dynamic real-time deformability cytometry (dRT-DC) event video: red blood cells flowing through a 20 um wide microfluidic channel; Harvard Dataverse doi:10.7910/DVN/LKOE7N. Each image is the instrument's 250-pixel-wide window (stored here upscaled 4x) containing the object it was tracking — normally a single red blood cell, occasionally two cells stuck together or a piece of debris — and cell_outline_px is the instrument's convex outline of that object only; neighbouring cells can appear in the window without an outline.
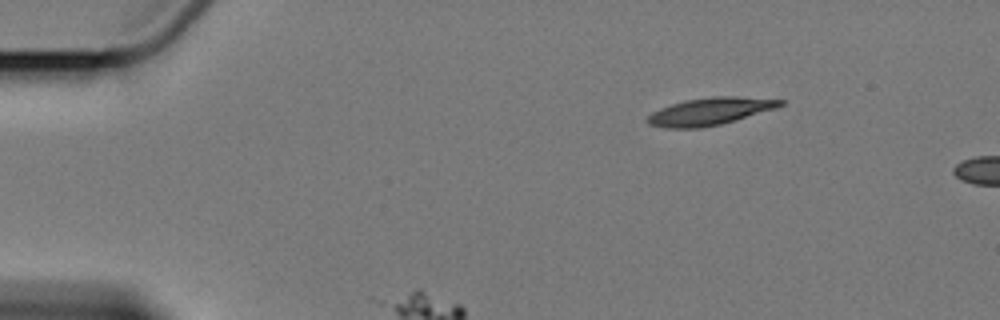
{"species": "Egyptian fruit bat (a non-hibernating species)", "species_latin": "Rousettus aegyptiacus", "temperature_condition": "cold", "stored_images_in_passage": 4, "segment_of_instrument_passage": [1, 2], "camera_frame_rate_fps": 3000, "um_per_image_px": 0.085, "animal": {"sex": "female"}, "frame": {"image": 1, "passage_image": 1, "time_ms": 0.0, "image_size_px": [1000, 320], "cell_outline_px": [[784, 104], [776, 108], [736, 120], [720, 124], [700, 128], [664, 128], [648, 124], [644, 120], [652, 112], [660, 108], [684, 100], [712, 96], [736, 96], [784, 100]], "centroid_in_image_um": [60.31, 9.47], "position_along_channel_um": 24.7, "area_um2": 21.21}}
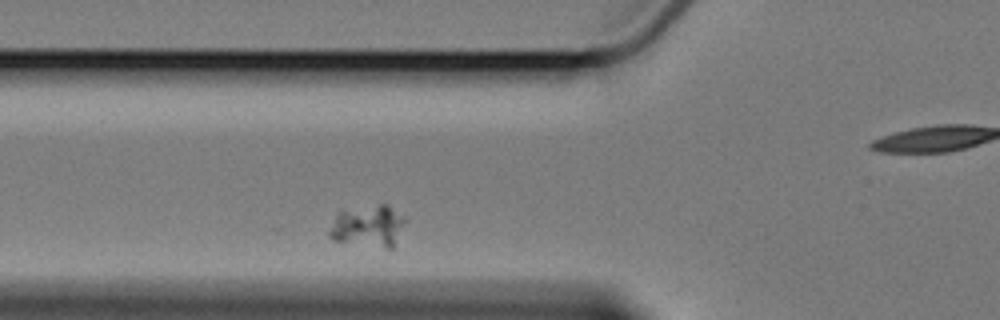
{"frame": {"image": 2, "passage_image": 3, "time_ms": 2.333, "image_size_px": [1000, 320], "cell_outline_px": [[408, 220], [392, 248], [388, 248], [332, 240], [328, 236], [328, 232], [336, 212], [340, 208], [380, 204], [388, 204], [408, 216]], "centroid_in_image_um": [31.31, 19.15], "position_along_channel_um": 94.5, "area_um2": 19.25}}